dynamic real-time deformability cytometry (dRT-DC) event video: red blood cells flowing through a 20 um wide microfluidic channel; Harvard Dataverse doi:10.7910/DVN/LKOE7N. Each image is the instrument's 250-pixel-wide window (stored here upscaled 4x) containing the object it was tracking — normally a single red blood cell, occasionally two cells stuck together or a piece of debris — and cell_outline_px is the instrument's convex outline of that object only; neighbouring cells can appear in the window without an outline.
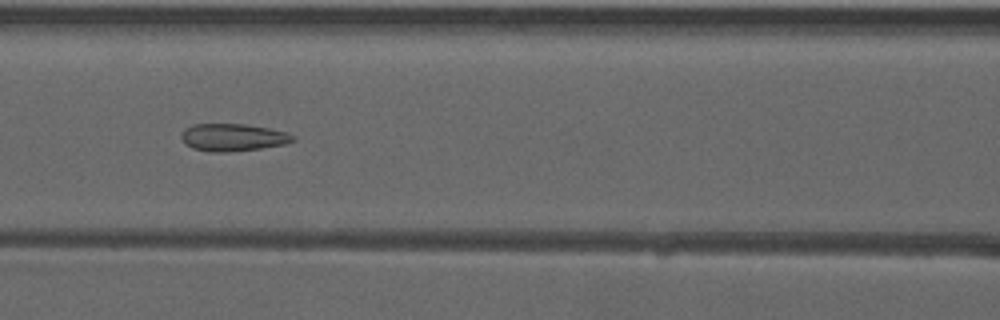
{"species": "common noctule bat (a hibernating species)", "species_latin": "Nyctalus noctula", "temperature_condition": "warm", "stored_images_in_passage": 53, "camera_frame_rate_fps": 3000, "um_per_image_px": 0.085, "animal": {"sex": "male", "forearm_length_mm": 52.5}, "frame": {"image": 1, "passage_image": 24, "time_ms": 7.667, "image_size_px": [1000, 320], "cell_outline_px": [[296, 140], [284, 144], [260, 148], [224, 152], [208, 152], [192, 148], [184, 144], [180, 136], [184, 128], [192, 124], [244, 124], [268, 128], [284, 132], [296, 136]], "centroid_in_image_um": [19.74, 11.67], "position_along_channel_um": 146.9, "area_um2": 17.86}}
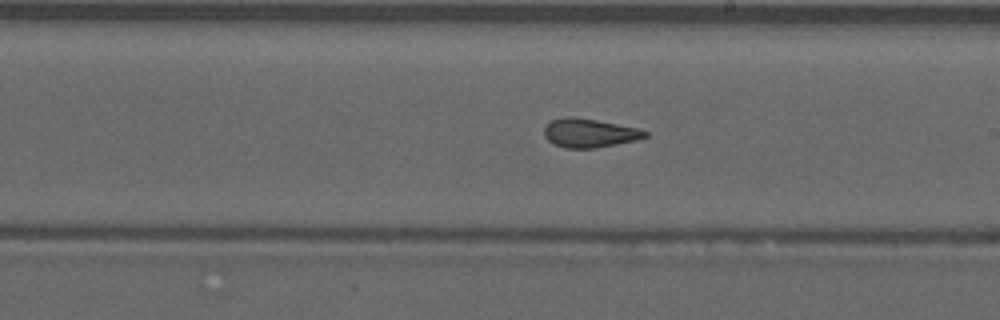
{"frame": {"image": 2, "passage_image": 31, "time_ms": 10.0, "image_size_px": [1000, 320], "cell_outline_px": [[648, 136], [640, 140], [596, 148], [564, 148], [552, 144], [544, 136], [544, 128], [552, 120], [564, 116], [572, 116], [596, 120], [640, 128], [648, 132]], "centroid_in_image_um": [50.13, 11.31], "position_along_channel_um": 238.9, "area_um2": 17.22}}
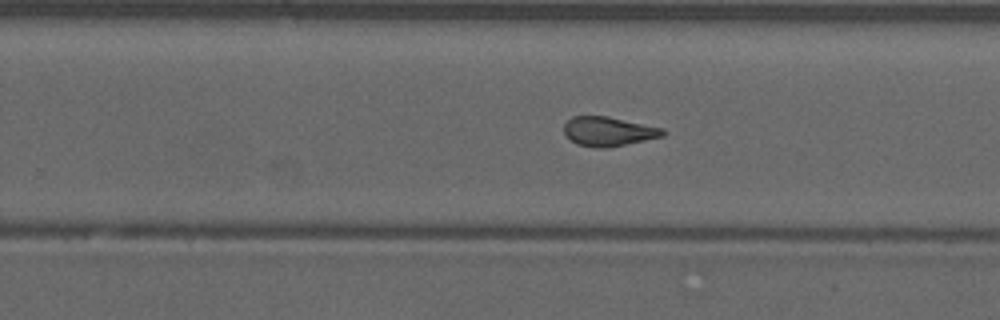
{"frame": {"image": 3, "passage_image": 34, "time_ms": 11.0, "image_size_px": [1000, 320], "cell_outline_px": [[664, 136], [608, 148], [596, 148], [576, 144], [564, 136], [564, 124], [572, 116], [608, 116], [664, 128]], "centroid_in_image_um": [51.69, 11.17], "position_along_channel_um": 278.1, "area_um2": 17.05}, "authors_computed_cell_mechanics": {"area_um2": 18.2648, "velocity_mm_per_s": 3.9639, "shape_relaxation_time_tau1_ms": null, "shape_relaxation_time_tau2_ms": 1.3769, "deformation_change_tau1": null, "deformation_change_tau2": 0.0967}}